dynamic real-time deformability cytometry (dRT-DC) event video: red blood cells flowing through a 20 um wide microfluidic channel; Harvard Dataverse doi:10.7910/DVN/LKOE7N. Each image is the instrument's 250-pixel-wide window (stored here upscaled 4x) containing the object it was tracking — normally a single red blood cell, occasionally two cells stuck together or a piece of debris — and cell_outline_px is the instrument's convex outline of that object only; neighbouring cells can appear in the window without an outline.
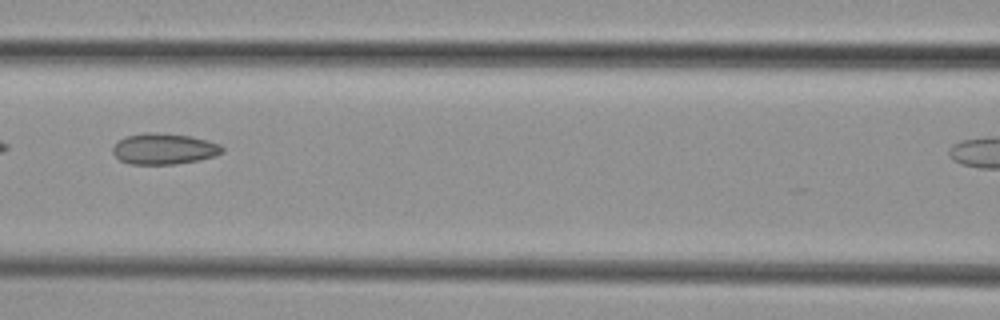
{"species": "common noctule bat (a hibernating species)", "species_latin": "Nyctalus noctula", "temperature_condition": "cold", "stored_images_in_passage": 6, "segment_of_instrument_passage": [1, 2], "camera_frame_rate_fps": 3000, "um_per_image_px": 0.085, "animal": {"sex": "female", "body_mass_g": 29.2, "forearm_length_mm": 56.3}, "frame": {"image": 1, "passage_image": 5, "time_ms": 4.667, "image_size_px": [1000, 320], "cell_outline_px": [[224, 152], [216, 156], [200, 160], [176, 164], [128, 164], [120, 160], [112, 152], [112, 148], [124, 136], [144, 132], [156, 132], [192, 136], [220, 144], [224, 148]], "centroid_in_image_um": [13.96, 12.65], "position_along_channel_um": 152.6, "area_um2": 20.0}}